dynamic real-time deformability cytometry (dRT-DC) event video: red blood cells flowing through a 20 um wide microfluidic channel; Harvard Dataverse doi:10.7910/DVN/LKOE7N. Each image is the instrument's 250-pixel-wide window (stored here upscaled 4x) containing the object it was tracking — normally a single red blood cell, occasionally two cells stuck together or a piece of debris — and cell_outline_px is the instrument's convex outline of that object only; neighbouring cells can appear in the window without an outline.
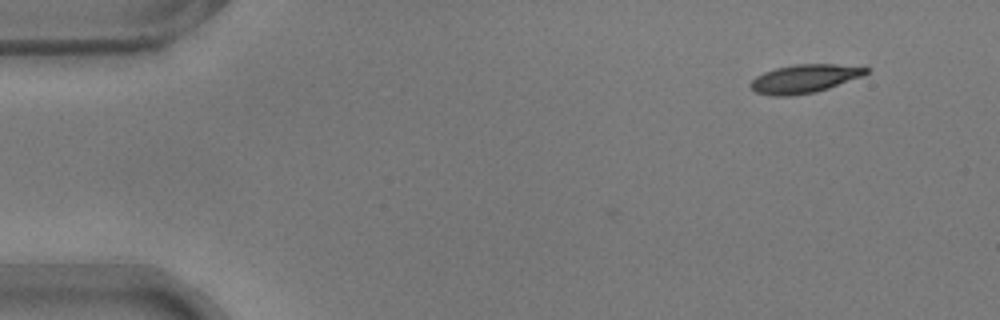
{"species": "common noctule bat (a hibernating species)", "species_latin": "Nyctalus noctula", "temperature_condition": "warm", "stored_images_in_passage": 48, "camera_frame_rate_fps": 3000, "um_per_image_px": 0.085, "animal": {"sex": "male", "body_mass_g": 17.9}, "frame": {"image": 1, "passage_image": 1, "time_ms": 0.0, "image_size_px": [1000, 320], "cell_outline_px": [[872, 68], [868, 72], [860, 76], [828, 88], [816, 92], [788, 96], [772, 96], [756, 92], [748, 84], [756, 76], [764, 72], [776, 68], [796, 64], [836, 64]], "centroid_in_image_um": [68.35, 6.69], "position_along_channel_um": 16.7, "area_um2": 18.96}}
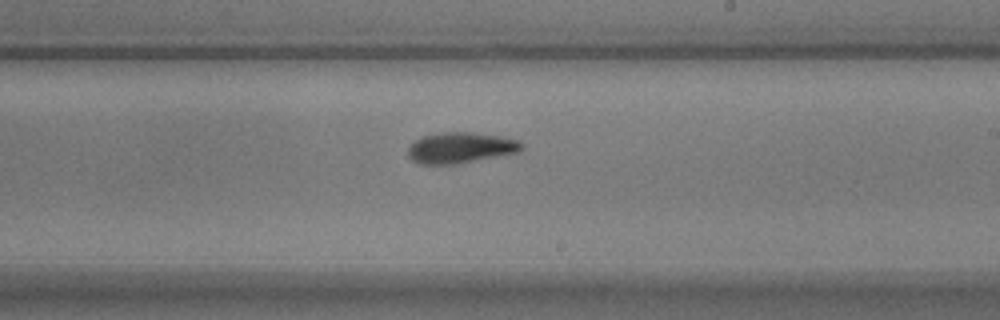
{"frame": {"image": 2, "passage_image": 28, "time_ms": 9.0, "image_size_px": [1000, 320], "cell_outline_px": [[524, 148], [520, 152], [456, 164], [420, 164], [412, 160], [408, 156], [408, 148], [420, 136], [440, 132], [472, 132], [504, 136], [520, 140], [524, 144]], "centroid_in_image_um": [39.19, 12.54], "position_along_channel_um": 249.8, "area_um2": 20.75}}
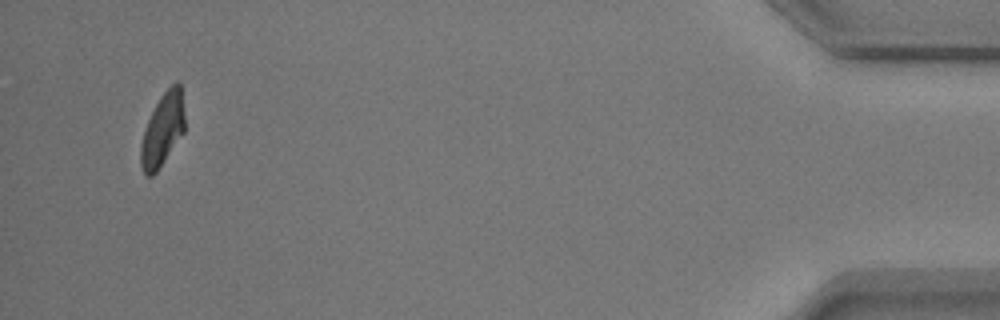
{"frame": {"image": 3, "passage_image": 48, "time_ms": 15.667, "image_size_px": [1000, 320], "cell_outline_px": [[184, 132], [156, 172], [152, 176], [144, 176], [140, 164], [140, 144], [144, 128], [160, 96], [176, 80], [180, 84], [184, 112]], "centroid_in_image_um": [13.8, 11.04], "position_along_channel_um": 421.4, "area_um2": 18.61}, "authors_computed_cell_mechanics": {"area_um2": 19.7965, "velocity_mm_per_s": 3.7338, "shape_relaxation_time_tau1_ms": 3.4445, "shape_relaxation_time_tau2_ms": 3.0497, "deformation_change_tau1": 0.1518, "deformation_change_tau2": 0.097}}